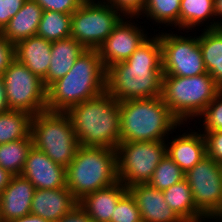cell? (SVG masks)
Here are the masks:
<instances>
[{
    "label": "cell",
    "mask_w": 222,
    "mask_h": 222,
    "mask_svg": "<svg viewBox=\"0 0 222 222\" xmlns=\"http://www.w3.org/2000/svg\"><path fill=\"white\" fill-rule=\"evenodd\" d=\"M12 176H13L12 174H10L8 171L4 170L0 166V194L6 188V186L9 184V181Z\"/></svg>",
    "instance_id": "40"
},
{
    "label": "cell",
    "mask_w": 222,
    "mask_h": 222,
    "mask_svg": "<svg viewBox=\"0 0 222 222\" xmlns=\"http://www.w3.org/2000/svg\"><path fill=\"white\" fill-rule=\"evenodd\" d=\"M57 222H93V220L78 204Z\"/></svg>",
    "instance_id": "38"
},
{
    "label": "cell",
    "mask_w": 222,
    "mask_h": 222,
    "mask_svg": "<svg viewBox=\"0 0 222 222\" xmlns=\"http://www.w3.org/2000/svg\"><path fill=\"white\" fill-rule=\"evenodd\" d=\"M71 17V14L43 11L36 35L50 42L70 37Z\"/></svg>",
    "instance_id": "29"
},
{
    "label": "cell",
    "mask_w": 222,
    "mask_h": 222,
    "mask_svg": "<svg viewBox=\"0 0 222 222\" xmlns=\"http://www.w3.org/2000/svg\"><path fill=\"white\" fill-rule=\"evenodd\" d=\"M110 222H142L138 206L129 191L118 201Z\"/></svg>",
    "instance_id": "32"
},
{
    "label": "cell",
    "mask_w": 222,
    "mask_h": 222,
    "mask_svg": "<svg viewBox=\"0 0 222 222\" xmlns=\"http://www.w3.org/2000/svg\"><path fill=\"white\" fill-rule=\"evenodd\" d=\"M34 185L21 175L12 176L0 194V222H8L30 214Z\"/></svg>",
    "instance_id": "15"
},
{
    "label": "cell",
    "mask_w": 222,
    "mask_h": 222,
    "mask_svg": "<svg viewBox=\"0 0 222 222\" xmlns=\"http://www.w3.org/2000/svg\"><path fill=\"white\" fill-rule=\"evenodd\" d=\"M198 26H204L203 29L206 30L219 28V24L216 21L214 0H181L180 30L184 29L182 31L188 33Z\"/></svg>",
    "instance_id": "23"
},
{
    "label": "cell",
    "mask_w": 222,
    "mask_h": 222,
    "mask_svg": "<svg viewBox=\"0 0 222 222\" xmlns=\"http://www.w3.org/2000/svg\"><path fill=\"white\" fill-rule=\"evenodd\" d=\"M180 5L181 0H146L142 16L138 19L147 16V20L153 21L152 24H165L164 27L174 26L180 30Z\"/></svg>",
    "instance_id": "28"
},
{
    "label": "cell",
    "mask_w": 222,
    "mask_h": 222,
    "mask_svg": "<svg viewBox=\"0 0 222 222\" xmlns=\"http://www.w3.org/2000/svg\"><path fill=\"white\" fill-rule=\"evenodd\" d=\"M124 17L141 16L146 0H105Z\"/></svg>",
    "instance_id": "34"
},
{
    "label": "cell",
    "mask_w": 222,
    "mask_h": 222,
    "mask_svg": "<svg viewBox=\"0 0 222 222\" xmlns=\"http://www.w3.org/2000/svg\"><path fill=\"white\" fill-rule=\"evenodd\" d=\"M15 59V45L9 43L0 32V76Z\"/></svg>",
    "instance_id": "37"
},
{
    "label": "cell",
    "mask_w": 222,
    "mask_h": 222,
    "mask_svg": "<svg viewBox=\"0 0 222 222\" xmlns=\"http://www.w3.org/2000/svg\"><path fill=\"white\" fill-rule=\"evenodd\" d=\"M155 34L126 61L106 68L105 91L117 101L162 96V46Z\"/></svg>",
    "instance_id": "1"
},
{
    "label": "cell",
    "mask_w": 222,
    "mask_h": 222,
    "mask_svg": "<svg viewBox=\"0 0 222 222\" xmlns=\"http://www.w3.org/2000/svg\"><path fill=\"white\" fill-rule=\"evenodd\" d=\"M31 119L32 115L19 110L0 113V145L27 138L31 133Z\"/></svg>",
    "instance_id": "27"
},
{
    "label": "cell",
    "mask_w": 222,
    "mask_h": 222,
    "mask_svg": "<svg viewBox=\"0 0 222 222\" xmlns=\"http://www.w3.org/2000/svg\"><path fill=\"white\" fill-rule=\"evenodd\" d=\"M185 179V172L166 154L158 163L148 184L160 191Z\"/></svg>",
    "instance_id": "30"
},
{
    "label": "cell",
    "mask_w": 222,
    "mask_h": 222,
    "mask_svg": "<svg viewBox=\"0 0 222 222\" xmlns=\"http://www.w3.org/2000/svg\"><path fill=\"white\" fill-rule=\"evenodd\" d=\"M106 69L98 50H86L61 79L47 88V110L66 112L70 107L105 91Z\"/></svg>",
    "instance_id": "3"
},
{
    "label": "cell",
    "mask_w": 222,
    "mask_h": 222,
    "mask_svg": "<svg viewBox=\"0 0 222 222\" xmlns=\"http://www.w3.org/2000/svg\"><path fill=\"white\" fill-rule=\"evenodd\" d=\"M85 51L86 49L71 36L52 42L50 67L43 80L45 88L65 76L75 60Z\"/></svg>",
    "instance_id": "21"
},
{
    "label": "cell",
    "mask_w": 222,
    "mask_h": 222,
    "mask_svg": "<svg viewBox=\"0 0 222 222\" xmlns=\"http://www.w3.org/2000/svg\"><path fill=\"white\" fill-rule=\"evenodd\" d=\"M43 9L34 0H27L22 8L9 20L1 32L2 36L11 44L35 36L42 18Z\"/></svg>",
    "instance_id": "22"
},
{
    "label": "cell",
    "mask_w": 222,
    "mask_h": 222,
    "mask_svg": "<svg viewBox=\"0 0 222 222\" xmlns=\"http://www.w3.org/2000/svg\"><path fill=\"white\" fill-rule=\"evenodd\" d=\"M202 30L199 45L205 68L222 90V27Z\"/></svg>",
    "instance_id": "25"
},
{
    "label": "cell",
    "mask_w": 222,
    "mask_h": 222,
    "mask_svg": "<svg viewBox=\"0 0 222 222\" xmlns=\"http://www.w3.org/2000/svg\"><path fill=\"white\" fill-rule=\"evenodd\" d=\"M189 129L165 141L166 154L186 173L206 156V143L200 128ZM191 130V132H190ZM199 132V133H198ZM170 139V142L168 141ZM168 141V142H167Z\"/></svg>",
    "instance_id": "17"
},
{
    "label": "cell",
    "mask_w": 222,
    "mask_h": 222,
    "mask_svg": "<svg viewBox=\"0 0 222 222\" xmlns=\"http://www.w3.org/2000/svg\"><path fill=\"white\" fill-rule=\"evenodd\" d=\"M120 142L166 141L184 124L171 113L162 96L120 102Z\"/></svg>",
    "instance_id": "4"
},
{
    "label": "cell",
    "mask_w": 222,
    "mask_h": 222,
    "mask_svg": "<svg viewBox=\"0 0 222 222\" xmlns=\"http://www.w3.org/2000/svg\"><path fill=\"white\" fill-rule=\"evenodd\" d=\"M220 91L209 73L192 77L162 76L163 101L181 124L186 126L190 120L197 122L195 118L205 111Z\"/></svg>",
    "instance_id": "6"
},
{
    "label": "cell",
    "mask_w": 222,
    "mask_h": 222,
    "mask_svg": "<svg viewBox=\"0 0 222 222\" xmlns=\"http://www.w3.org/2000/svg\"><path fill=\"white\" fill-rule=\"evenodd\" d=\"M165 155V141L120 142L116 147L118 180L127 188L148 183Z\"/></svg>",
    "instance_id": "9"
},
{
    "label": "cell",
    "mask_w": 222,
    "mask_h": 222,
    "mask_svg": "<svg viewBox=\"0 0 222 222\" xmlns=\"http://www.w3.org/2000/svg\"><path fill=\"white\" fill-rule=\"evenodd\" d=\"M134 21L136 17H124L98 48L105 69L115 63L126 61L149 37V33H144L141 25Z\"/></svg>",
    "instance_id": "13"
},
{
    "label": "cell",
    "mask_w": 222,
    "mask_h": 222,
    "mask_svg": "<svg viewBox=\"0 0 222 222\" xmlns=\"http://www.w3.org/2000/svg\"><path fill=\"white\" fill-rule=\"evenodd\" d=\"M196 119L203 122L200 124V126L202 125L203 127L201 132L222 130V90L208 104L205 111Z\"/></svg>",
    "instance_id": "31"
},
{
    "label": "cell",
    "mask_w": 222,
    "mask_h": 222,
    "mask_svg": "<svg viewBox=\"0 0 222 222\" xmlns=\"http://www.w3.org/2000/svg\"><path fill=\"white\" fill-rule=\"evenodd\" d=\"M30 134L36 149L65 168L80 146L66 112L45 110L35 114L31 119Z\"/></svg>",
    "instance_id": "7"
},
{
    "label": "cell",
    "mask_w": 222,
    "mask_h": 222,
    "mask_svg": "<svg viewBox=\"0 0 222 222\" xmlns=\"http://www.w3.org/2000/svg\"><path fill=\"white\" fill-rule=\"evenodd\" d=\"M21 176L29 180L35 189L66 187V168L34 146L29 151Z\"/></svg>",
    "instance_id": "14"
},
{
    "label": "cell",
    "mask_w": 222,
    "mask_h": 222,
    "mask_svg": "<svg viewBox=\"0 0 222 222\" xmlns=\"http://www.w3.org/2000/svg\"><path fill=\"white\" fill-rule=\"evenodd\" d=\"M128 188L119 180L112 185L86 194L78 204L93 222H110L112 213Z\"/></svg>",
    "instance_id": "19"
},
{
    "label": "cell",
    "mask_w": 222,
    "mask_h": 222,
    "mask_svg": "<svg viewBox=\"0 0 222 222\" xmlns=\"http://www.w3.org/2000/svg\"><path fill=\"white\" fill-rule=\"evenodd\" d=\"M123 18L105 0L83 2L72 14L70 36L86 50H98Z\"/></svg>",
    "instance_id": "8"
},
{
    "label": "cell",
    "mask_w": 222,
    "mask_h": 222,
    "mask_svg": "<svg viewBox=\"0 0 222 222\" xmlns=\"http://www.w3.org/2000/svg\"><path fill=\"white\" fill-rule=\"evenodd\" d=\"M117 181L116 149L79 146L66 168V187L78 201Z\"/></svg>",
    "instance_id": "5"
},
{
    "label": "cell",
    "mask_w": 222,
    "mask_h": 222,
    "mask_svg": "<svg viewBox=\"0 0 222 222\" xmlns=\"http://www.w3.org/2000/svg\"><path fill=\"white\" fill-rule=\"evenodd\" d=\"M77 205L78 200L67 187L36 189L32 198L30 213L49 222H57Z\"/></svg>",
    "instance_id": "18"
},
{
    "label": "cell",
    "mask_w": 222,
    "mask_h": 222,
    "mask_svg": "<svg viewBox=\"0 0 222 222\" xmlns=\"http://www.w3.org/2000/svg\"><path fill=\"white\" fill-rule=\"evenodd\" d=\"M215 2V14H216V19L217 23L219 24V28L222 27V0H214ZM218 16V17H217Z\"/></svg>",
    "instance_id": "42"
},
{
    "label": "cell",
    "mask_w": 222,
    "mask_h": 222,
    "mask_svg": "<svg viewBox=\"0 0 222 222\" xmlns=\"http://www.w3.org/2000/svg\"><path fill=\"white\" fill-rule=\"evenodd\" d=\"M168 206L184 222L209 221L195 206L192 191L186 179L162 191Z\"/></svg>",
    "instance_id": "24"
},
{
    "label": "cell",
    "mask_w": 222,
    "mask_h": 222,
    "mask_svg": "<svg viewBox=\"0 0 222 222\" xmlns=\"http://www.w3.org/2000/svg\"><path fill=\"white\" fill-rule=\"evenodd\" d=\"M196 208L211 219L222 205V167L205 156L185 173Z\"/></svg>",
    "instance_id": "12"
},
{
    "label": "cell",
    "mask_w": 222,
    "mask_h": 222,
    "mask_svg": "<svg viewBox=\"0 0 222 222\" xmlns=\"http://www.w3.org/2000/svg\"><path fill=\"white\" fill-rule=\"evenodd\" d=\"M27 0H0V32L7 26L9 20L22 8Z\"/></svg>",
    "instance_id": "36"
},
{
    "label": "cell",
    "mask_w": 222,
    "mask_h": 222,
    "mask_svg": "<svg viewBox=\"0 0 222 222\" xmlns=\"http://www.w3.org/2000/svg\"><path fill=\"white\" fill-rule=\"evenodd\" d=\"M8 222H49L45 219H43L40 216L34 215V214H28L26 216L20 217L18 219L10 220Z\"/></svg>",
    "instance_id": "41"
},
{
    "label": "cell",
    "mask_w": 222,
    "mask_h": 222,
    "mask_svg": "<svg viewBox=\"0 0 222 222\" xmlns=\"http://www.w3.org/2000/svg\"><path fill=\"white\" fill-rule=\"evenodd\" d=\"M52 42L37 35L15 45V58L41 80L46 78L51 62Z\"/></svg>",
    "instance_id": "20"
},
{
    "label": "cell",
    "mask_w": 222,
    "mask_h": 222,
    "mask_svg": "<svg viewBox=\"0 0 222 222\" xmlns=\"http://www.w3.org/2000/svg\"><path fill=\"white\" fill-rule=\"evenodd\" d=\"M173 33L158 32L162 46L163 76L192 77L207 73L199 45V35L182 36Z\"/></svg>",
    "instance_id": "11"
},
{
    "label": "cell",
    "mask_w": 222,
    "mask_h": 222,
    "mask_svg": "<svg viewBox=\"0 0 222 222\" xmlns=\"http://www.w3.org/2000/svg\"><path fill=\"white\" fill-rule=\"evenodd\" d=\"M10 110L7 104V97L5 92V85L3 78L0 76V113Z\"/></svg>",
    "instance_id": "39"
},
{
    "label": "cell",
    "mask_w": 222,
    "mask_h": 222,
    "mask_svg": "<svg viewBox=\"0 0 222 222\" xmlns=\"http://www.w3.org/2000/svg\"><path fill=\"white\" fill-rule=\"evenodd\" d=\"M33 147L31 134L24 139L0 145V166L13 176L21 175L29 151Z\"/></svg>",
    "instance_id": "26"
},
{
    "label": "cell",
    "mask_w": 222,
    "mask_h": 222,
    "mask_svg": "<svg viewBox=\"0 0 222 222\" xmlns=\"http://www.w3.org/2000/svg\"><path fill=\"white\" fill-rule=\"evenodd\" d=\"M202 133L206 143V156L222 164V130Z\"/></svg>",
    "instance_id": "35"
},
{
    "label": "cell",
    "mask_w": 222,
    "mask_h": 222,
    "mask_svg": "<svg viewBox=\"0 0 222 222\" xmlns=\"http://www.w3.org/2000/svg\"><path fill=\"white\" fill-rule=\"evenodd\" d=\"M44 11L73 14L81 5V0H34Z\"/></svg>",
    "instance_id": "33"
},
{
    "label": "cell",
    "mask_w": 222,
    "mask_h": 222,
    "mask_svg": "<svg viewBox=\"0 0 222 222\" xmlns=\"http://www.w3.org/2000/svg\"><path fill=\"white\" fill-rule=\"evenodd\" d=\"M82 2H89V1H92V0H81Z\"/></svg>",
    "instance_id": "44"
},
{
    "label": "cell",
    "mask_w": 222,
    "mask_h": 222,
    "mask_svg": "<svg viewBox=\"0 0 222 222\" xmlns=\"http://www.w3.org/2000/svg\"><path fill=\"white\" fill-rule=\"evenodd\" d=\"M210 220H218V221H220L221 220V222H222V205H221V207H220V209H219V211L210 219Z\"/></svg>",
    "instance_id": "43"
},
{
    "label": "cell",
    "mask_w": 222,
    "mask_h": 222,
    "mask_svg": "<svg viewBox=\"0 0 222 222\" xmlns=\"http://www.w3.org/2000/svg\"><path fill=\"white\" fill-rule=\"evenodd\" d=\"M141 214L142 222H184L164 200L162 191L146 184L128 187Z\"/></svg>",
    "instance_id": "16"
},
{
    "label": "cell",
    "mask_w": 222,
    "mask_h": 222,
    "mask_svg": "<svg viewBox=\"0 0 222 222\" xmlns=\"http://www.w3.org/2000/svg\"><path fill=\"white\" fill-rule=\"evenodd\" d=\"M1 77L10 110L23 111L32 116L47 110V89L43 80L16 58Z\"/></svg>",
    "instance_id": "10"
},
{
    "label": "cell",
    "mask_w": 222,
    "mask_h": 222,
    "mask_svg": "<svg viewBox=\"0 0 222 222\" xmlns=\"http://www.w3.org/2000/svg\"><path fill=\"white\" fill-rule=\"evenodd\" d=\"M66 114L80 146L116 149L120 143V102L108 92L70 107Z\"/></svg>",
    "instance_id": "2"
}]
</instances>
